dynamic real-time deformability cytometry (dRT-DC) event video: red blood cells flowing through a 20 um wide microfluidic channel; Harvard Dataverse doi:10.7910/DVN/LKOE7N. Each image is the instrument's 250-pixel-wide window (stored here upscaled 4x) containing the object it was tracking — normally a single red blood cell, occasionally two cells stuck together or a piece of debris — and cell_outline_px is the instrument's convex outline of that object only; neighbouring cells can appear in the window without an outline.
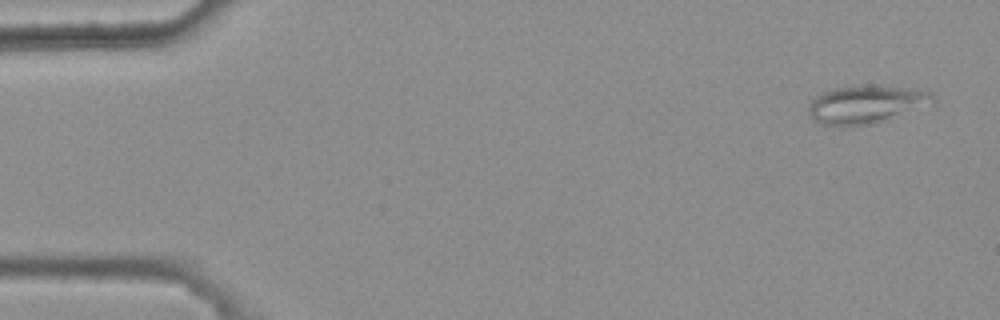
{"species": "common noctule bat (a hibernating species)", "species_latin": "Nyctalus noctula", "temperature_condition": "warm", "stored_images_in_passage": 6, "camera_frame_rate_fps": 3000, "um_per_image_px": 0.085, "animal": {"sex": "female", "body_mass_g": 25.1}, "frame": {"image": 1, "passage_image": 1, "time_ms": 0.0, "image_size_px": [1000, 320], "cell_outline_px": [[932, 96], [876, 124], [824, 124], [816, 120], [808, 112], [808, 104], [816, 96], [824, 92], [836, 88], [852, 84], [872, 84], [916, 88], [928, 92]], "centroid_in_image_um": [73.4, 8.8], "position_along_channel_um": 11.6, "area_um2": 25.89}}
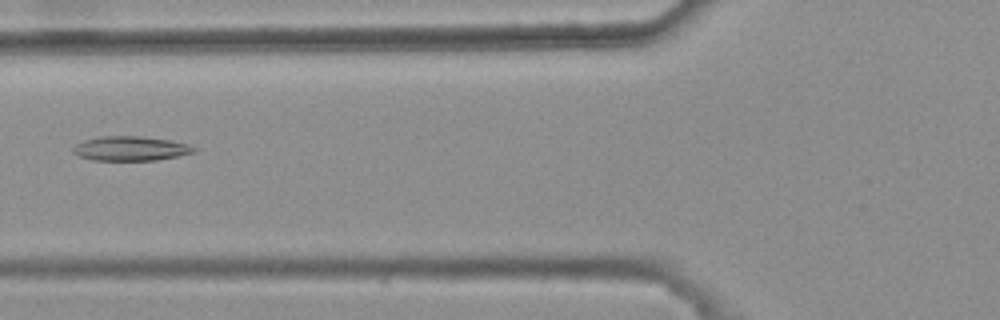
{"frame": {"image": 2, "passage_image": 6, "time_ms": 1.667, "image_size_px": [1000, 320], "cell_outline_px": [[196, 152], [156, 160], [92, 160], [80, 156], [72, 152], [72, 148], [76, 144], [84, 140], [100, 136], [140, 136], [172, 140], [188, 144], [196, 148]], "centroid_in_image_um": [11.1, 12.61], "position_along_channel_um": 114.7, "area_um2": 17.22}}